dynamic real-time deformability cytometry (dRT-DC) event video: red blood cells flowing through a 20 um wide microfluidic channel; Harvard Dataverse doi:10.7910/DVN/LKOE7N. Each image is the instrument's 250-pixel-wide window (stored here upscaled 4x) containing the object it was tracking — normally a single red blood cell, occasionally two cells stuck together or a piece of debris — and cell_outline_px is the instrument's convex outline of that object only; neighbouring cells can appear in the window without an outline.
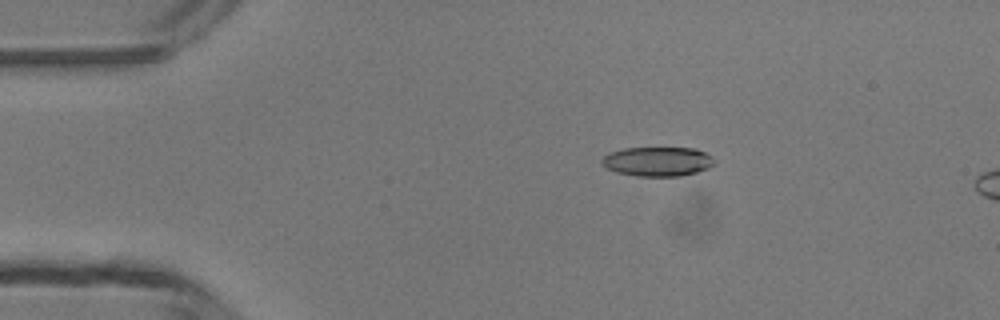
{"species": "common noctule bat (a hibernating species)", "species_latin": "Nyctalus noctula", "temperature_condition": "room temperature", "stored_images_in_passage": 3, "camera_frame_rate_fps": 3000, "um_per_image_px": 0.085, "animal": {"sex": "male", "body_mass_g": 13.3}, "frame": {"image": 1, "passage_image": 2, "time_ms": 1.0, "image_size_px": [1000, 320], "cell_outline_px": [[716, 160], [708, 168], [696, 172], [680, 176], [636, 176], [616, 172], [608, 168], [600, 160], [604, 156], [612, 152], [624, 148], [692, 148], [704, 152], [712, 156]], "centroid_in_image_um": [55.91, 13.73], "position_along_channel_um": 29.1, "area_um2": 19.07}}